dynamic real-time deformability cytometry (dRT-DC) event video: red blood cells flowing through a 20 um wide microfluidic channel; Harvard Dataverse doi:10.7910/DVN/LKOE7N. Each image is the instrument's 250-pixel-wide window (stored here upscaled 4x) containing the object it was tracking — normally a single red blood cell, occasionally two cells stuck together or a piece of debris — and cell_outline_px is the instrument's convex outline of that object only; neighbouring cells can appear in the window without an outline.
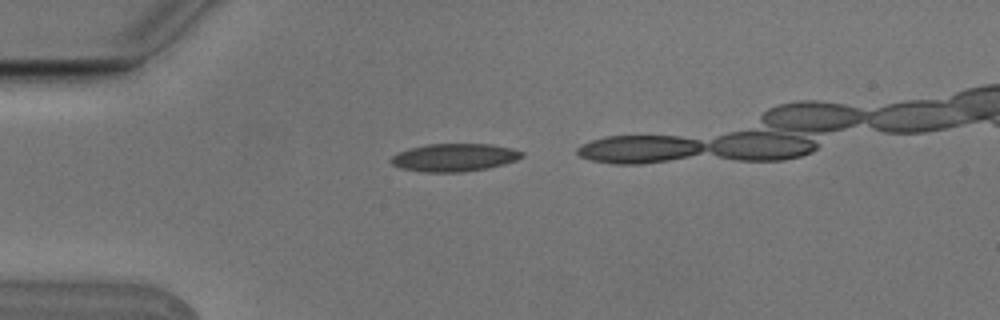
{"species": "Egyptian fruit bat (a non-hibernating species)", "species_latin": "Rousettus aegyptiacus", "temperature_condition": "cold", "stored_images_in_passage": 3, "camera_frame_rate_fps": 3000, "um_per_image_px": 0.085, "animal": {"sex": "male"}, "frame": {"image": 1, "passage_image": 1, "time_ms": 0.0, "image_size_px": [1000, 320], "cell_outline_px": [[524, 156], [516, 160], [504, 164], [488, 168], [464, 172], [420, 172], [400, 168], [392, 164], [388, 160], [396, 152], [408, 148], [428, 144], [492, 144], [512, 148], [524, 152]], "centroid_in_image_um": [38.59, 13.39], "position_along_channel_um": 46.4, "area_um2": 21.56}}